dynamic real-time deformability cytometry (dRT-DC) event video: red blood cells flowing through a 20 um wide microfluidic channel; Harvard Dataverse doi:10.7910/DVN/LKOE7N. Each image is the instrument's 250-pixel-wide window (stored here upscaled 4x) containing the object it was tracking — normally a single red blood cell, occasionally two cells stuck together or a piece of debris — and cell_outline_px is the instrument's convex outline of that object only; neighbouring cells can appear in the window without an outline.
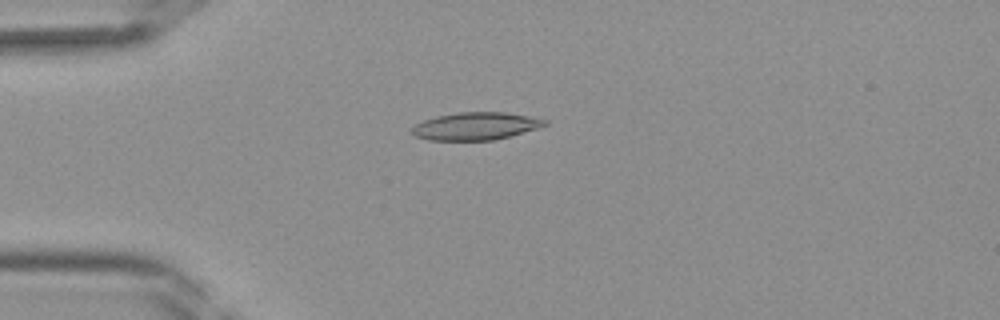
{"species": "Egyptian fruit bat (a non-hibernating species)", "species_latin": "Rousettus aegyptiacus", "temperature_condition": "room temperature", "stored_images_in_passage": 41, "camera_frame_rate_fps": 3000, "um_per_image_px": 0.085, "frame": {"image": 1, "passage_image": 11, "time_ms": 3.333, "image_size_px": [1000, 320], "cell_outline_px": [[548, 124], [536, 128], [508, 136], [492, 140], [428, 140], [416, 136], [412, 132], [412, 128], [416, 124], [424, 120], [436, 116], [460, 112], [504, 112], [528, 116], [548, 120]], "centroid_in_image_um": [40.41, 10.71], "position_along_channel_um": 44.6, "area_um2": 21.04}}
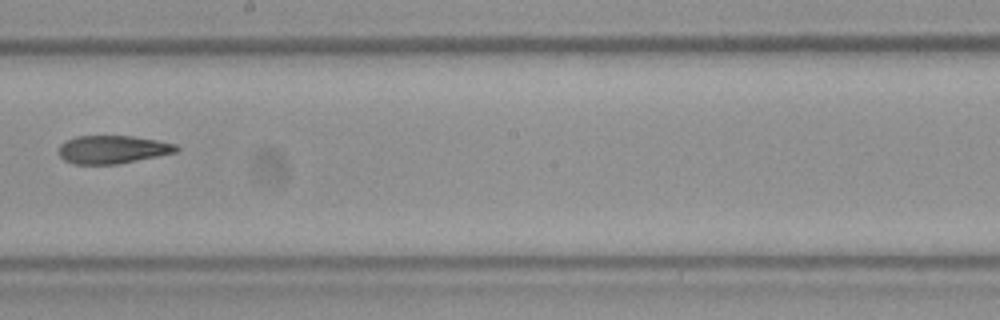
{"frame": {"image": 2, "passage_image": 24, "time_ms": 7.667, "image_size_px": [1000, 320], "cell_outline_px": [[180, 148], [176, 152], [120, 164], [72, 164], [64, 160], [60, 156], [60, 144], [76, 136], [132, 136], [156, 140], [176, 144]], "centroid_in_image_um": [9.58, 12.71], "position_along_channel_um": 238.6, "area_um2": 19.19}}
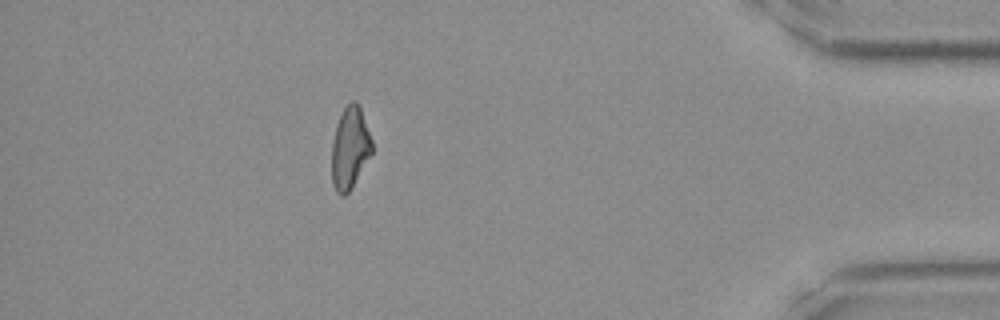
{"frame": {"image": 3, "passage_image": 37, "time_ms": 12.0, "image_size_px": [1000, 320], "cell_outline_px": [[372, 152], [352, 188], [344, 196], [340, 196], [336, 192], [332, 184], [332, 140], [336, 124], [344, 108], [352, 100], [356, 100], [360, 104], [372, 140]], "centroid_in_image_um": [29.74, 12.57], "position_along_channel_um": 405.5, "area_um2": 19.42}}